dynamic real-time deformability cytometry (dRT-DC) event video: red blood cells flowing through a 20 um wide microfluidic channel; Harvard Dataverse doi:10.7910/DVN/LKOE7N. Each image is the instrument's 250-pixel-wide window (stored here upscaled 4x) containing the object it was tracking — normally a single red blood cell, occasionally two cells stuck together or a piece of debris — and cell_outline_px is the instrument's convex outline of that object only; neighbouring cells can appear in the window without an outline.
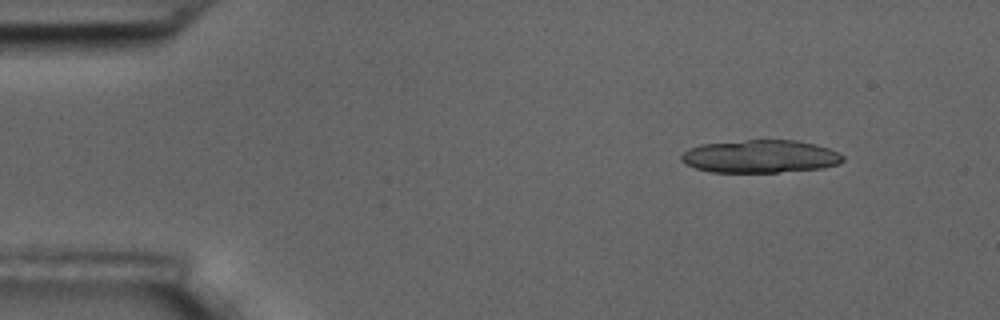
{"species": "common noctule bat (a hibernating species)", "species_latin": "Nyctalus noctula", "temperature_condition": "room temperature", "stored_images_in_passage": 5, "camera_frame_rate_fps": 3000, "um_per_image_px": 0.085, "animal": {"sex": "male", "body_mass_g": 17.5, "forearm_length_mm": 52.3}, "frame": {"image": 1, "passage_image": 2, "time_ms": 1.0, "image_size_px": [1000, 320], "cell_outline_px": [[844, 160], [840, 164], [820, 168], [776, 172], [712, 172], [696, 168], [680, 160], [680, 156], [688, 148], [700, 144], [744, 140], [796, 140], [816, 144], [828, 148], [844, 156]], "centroid_in_image_um": [64.62, 13.29], "position_along_channel_um": 20.4, "area_um2": 30.92}}